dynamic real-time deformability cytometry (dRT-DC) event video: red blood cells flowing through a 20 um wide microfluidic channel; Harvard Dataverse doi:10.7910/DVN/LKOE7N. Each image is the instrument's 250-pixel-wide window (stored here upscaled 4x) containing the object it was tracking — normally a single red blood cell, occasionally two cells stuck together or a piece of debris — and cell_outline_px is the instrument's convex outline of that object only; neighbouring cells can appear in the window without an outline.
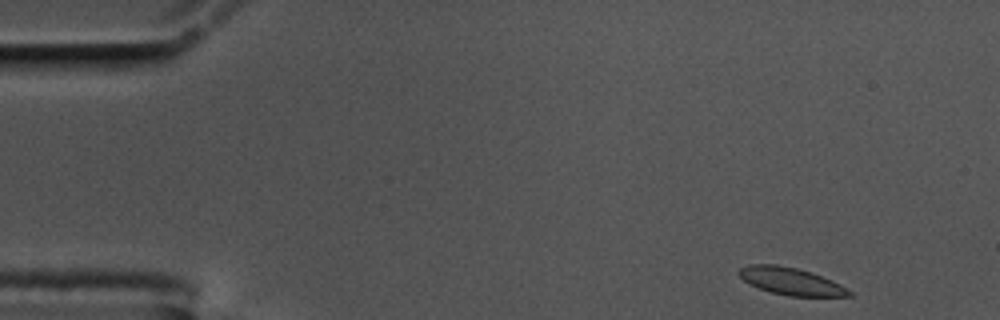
{"species": "common noctule bat (a hibernating species)", "species_latin": "Nyctalus noctula", "temperature_condition": "cold", "stored_images_in_passage": 53, "camera_frame_rate_fps": 3000, "um_per_image_px": 0.085, "animal": {"sex": "male", "body_mass_g": 17.5, "forearm_length_mm": 52.3}, "frame": {"image": 1, "passage_image": 1, "time_ms": 0.0, "image_size_px": [1000, 320], "cell_outline_px": [[852, 296], [788, 296], [772, 292], [760, 288], [744, 280], [736, 272], [740, 268], [748, 264], [776, 264], [796, 268], [832, 280], [840, 284], [852, 292]], "centroid_in_image_um": [67.21, 23.9], "position_along_channel_um": 17.8, "area_um2": 17.22}}
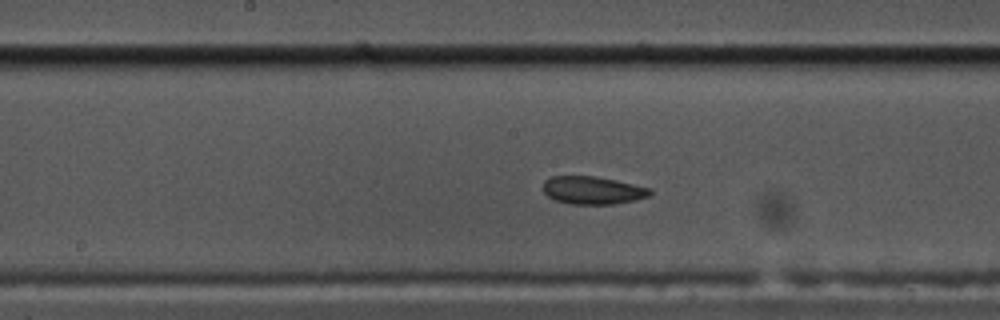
{"frame": {"image": 2, "passage_image": 25, "time_ms": 8.0, "image_size_px": [1000, 320], "cell_outline_px": [[652, 192], [648, 196], [636, 200], [612, 204], [568, 204], [552, 200], [544, 192], [544, 180], [552, 176], [592, 176], [616, 180], [652, 188]], "centroid_in_image_um": [50.37, 16.18], "position_along_channel_um": 197.8, "area_um2": 17.46}}
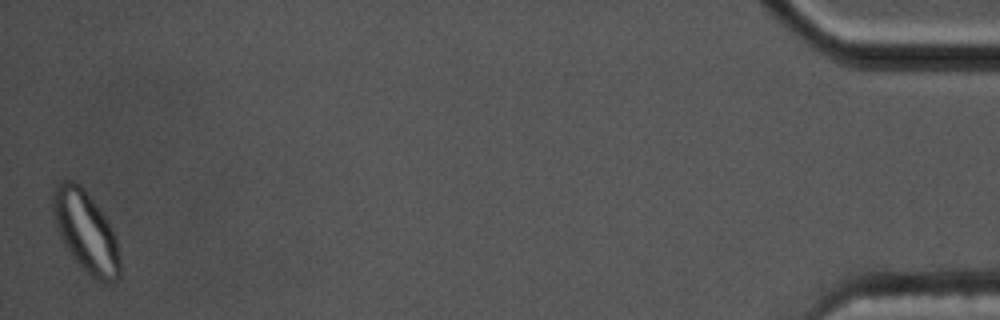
{"frame": {"image": 3, "passage_image": 53, "time_ms": 17.333, "image_size_px": [1000, 320], "cell_outline_px": [[120, 276], [112, 284], [108, 284], [96, 280], [72, 256], [64, 244], [60, 236], [52, 212], [52, 192], [56, 184], [60, 180], [72, 180], [80, 184], [84, 188], [108, 220], [116, 236], [120, 260]], "centroid_in_image_um": [7.3, 19.67], "position_along_channel_um": 427.9, "area_um2": 31.73}, "authors_computed_cell_mechanics": {"area_um2": 18.207, "velocity_mm_per_s": 3.4581, "shape_relaxation_time_tau1_ms": null, "shape_relaxation_time_tau2_ms": 2.5917, "deformation_change_tau1": null, "deformation_change_tau2": 0.083}}